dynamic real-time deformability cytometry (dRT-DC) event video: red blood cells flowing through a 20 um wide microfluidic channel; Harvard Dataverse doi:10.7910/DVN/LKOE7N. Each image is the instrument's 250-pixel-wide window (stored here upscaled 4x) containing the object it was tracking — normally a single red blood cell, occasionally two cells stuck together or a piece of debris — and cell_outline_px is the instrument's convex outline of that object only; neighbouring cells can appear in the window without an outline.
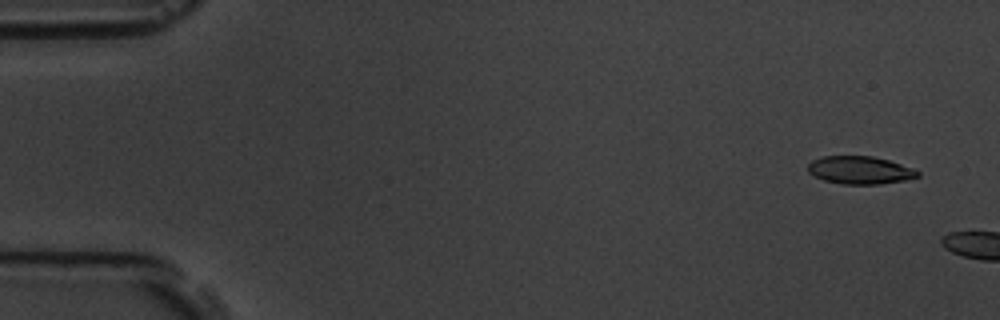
{"species": "common noctule bat (a hibernating species)", "species_latin": "Nyctalus noctula", "temperature_condition": "room temperature", "stored_images_in_passage": 2, "camera_frame_rate_fps": 3000, "um_per_image_px": 0.085, "animal": {"sex": "male", "body_mass_g": 19.5, "forearm_length_mm": 54.6}, "frame": {"image": 1, "passage_image": 1, "time_ms": 0.0, "image_size_px": [1000, 320], "cell_outline_px": [[920, 176], [904, 180], [880, 184], [844, 184], [824, 180], [808, 172], [808, 164], [812, 160], [820, 156], [872, 156], [888, 160], [912, 168], [920, 172]], "centroid_in_image_um": [73.08, 14.45], "position_along_channel_um": 11.9, "area_um2": 17.69}}